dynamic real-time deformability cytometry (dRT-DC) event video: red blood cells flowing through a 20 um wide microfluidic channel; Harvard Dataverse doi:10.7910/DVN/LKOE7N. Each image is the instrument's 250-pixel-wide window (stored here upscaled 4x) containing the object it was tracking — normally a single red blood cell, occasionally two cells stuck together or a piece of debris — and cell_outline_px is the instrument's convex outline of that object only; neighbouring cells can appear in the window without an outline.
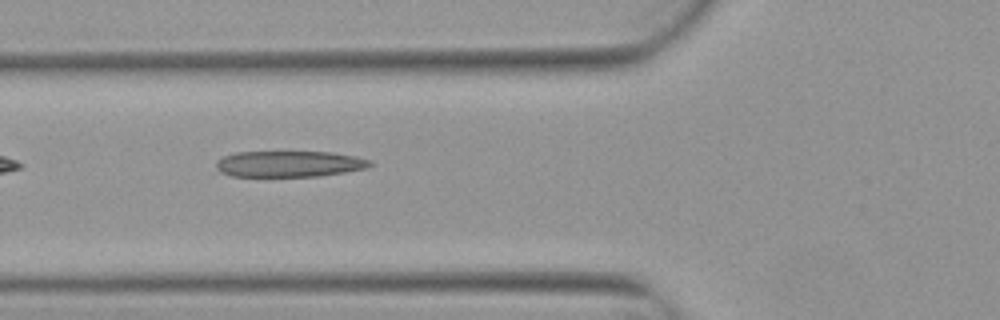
{"species": "Egyptian fruit bat (a non-hibernating species)", "species_latin": "Rousettus aegyptiacus", "temperature_condition": "warm", "stored_images_in_passage": 8, "camera_frame_rate_fps": 3000, "um_per_image_px": 0.085, "animal": {"sex": "female"}, "frame": {"image": 1, "passage_image": 7, "time_ms": 2.0, "image_size_px": [1000, 320], "cell_outline_px": [[372, 164], [368, 168], [320, 176], [232, 176], [220, 172], [216, 168], [216, 160], [224, 156], [236, 152], [332, 152], [356, 156], [372, 160]], "centroid_in_image_um": [24.6, 13.93], "position_along_channel_um": 101.2, "area_um2": 23.47}}
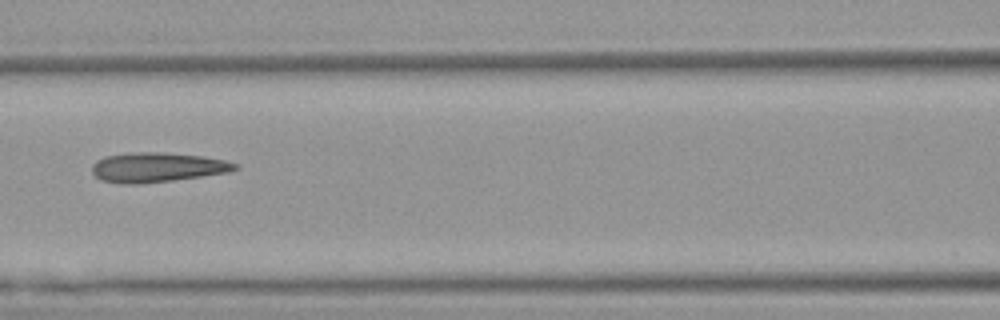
{"frame": {"image": 2, "passage_image": 8, "time_ms": 2.333, "image_size_px": [1000, 320], "cell_outline_px": [[240, 168], [228, 172], [172, 180], [140, 184], [124, 184], [100, 180], [92, 172], [92, 164], [96, 160], [104, 156], [128, 152], [160, 152], [204, 156], [224, 160], [240, 164]], "centroid_in_image_um": [13.34, 14.21], "position_along_channel_um": 153.3, "area_um2": 24.85}}